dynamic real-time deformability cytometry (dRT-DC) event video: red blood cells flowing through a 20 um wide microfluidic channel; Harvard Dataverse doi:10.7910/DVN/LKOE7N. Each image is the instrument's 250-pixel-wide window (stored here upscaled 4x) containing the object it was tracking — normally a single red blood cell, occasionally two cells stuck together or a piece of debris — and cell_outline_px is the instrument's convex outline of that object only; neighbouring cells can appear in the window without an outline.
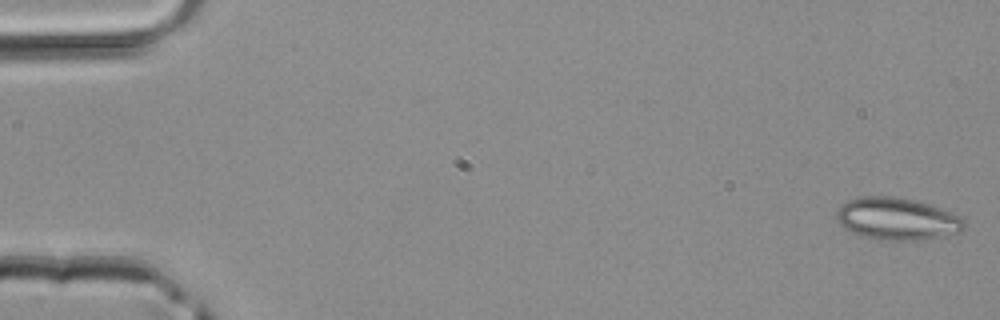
{"species": "common noctule bat (a hibernating species)", "species_latin": "Nyctalus noctula", "temperature_condition": "room temperature", "stored_images_in_passage": 4, "camera_frame_rate_fps": 3000, "um_per_image_px": 0.085, "animal": {"sex": "male", "body_mass_g": 20.4}, "frame": {"image": 1, "passage_image": 1, "time_ms": 0.0, "image_size_px": [1000, 320], "cell_outline_px": [[964, 228], [960, 232], [920, 240], [880, 240], [860, 236], [844, 228], [836, 220], [836, 212], [840, 204], [848, 200], [860, 196], [892, 196], [916, 200], [944, 208], [964, 216]], "centroid_in_image_um": [76.25, 18.59], "position_along_channel_um": 8.7, "area_um2": 31.96}}